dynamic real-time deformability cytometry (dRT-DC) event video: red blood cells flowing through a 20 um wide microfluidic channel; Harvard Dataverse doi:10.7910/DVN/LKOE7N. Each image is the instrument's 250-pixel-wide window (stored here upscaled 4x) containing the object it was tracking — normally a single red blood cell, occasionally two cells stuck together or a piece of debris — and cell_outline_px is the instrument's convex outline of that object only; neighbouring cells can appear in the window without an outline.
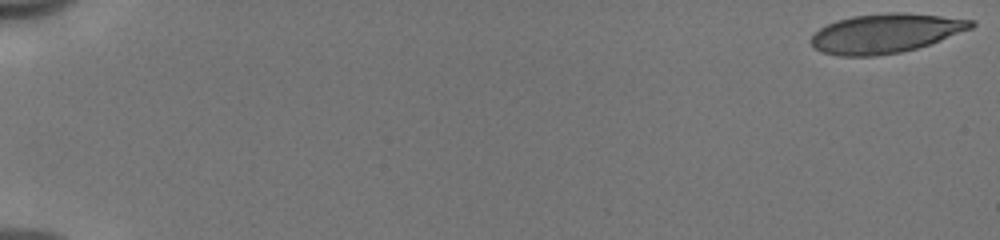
{"species": "human", "species_latin": "Homo sapiens", "temperature_condition": "cold", "stored_images_in_passage": 53, "camera_frame_rate_fps": 3000, "um_per_image_px": 0.085, "donor": {"sex": "male"}, "frame": {"image": 1, "passage_image": 1, "time_ms": 0.0, "image_size_px": [1000, 240], "cell_outline_px": [[976, 24], [972, 28], [940, 40], [916, 48], [900, 52], [876, 56], [840, 56], [824, 52], [816, 48], [808, 40], [820, 28], [836, 20], [852, 16], [888, 12], [904, 12], [976, 20]], "centroid_in_image_um": [75.27, 2.82], "position_along_channel_um": 9.7, "area_um2": 36.47}}
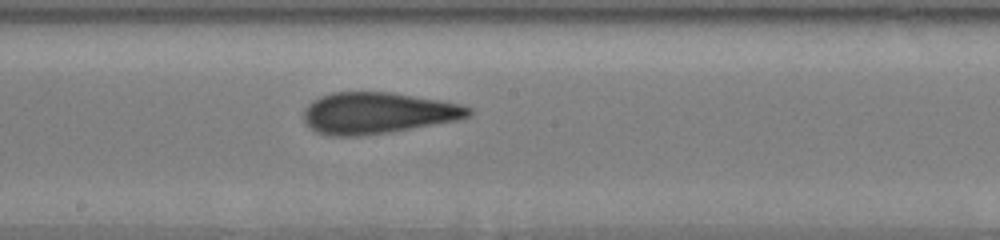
{"frame": {"image": 2, "passage_image": 31, "time_ms": 10.0, "image_size_px": [1000, 240], "cell_outline_px": [[472, 112], [468, 116], [456, 120], [388, 132], [360, 136], [332, 136], [316, 132], [304, 120], [304, 112], [308, 104], [312, 100], [320, 96], [332, 92], [392, 92], [440, 100], [460, 104], [472, 108]], "centroid_in_image_um": [32.08, 9.59], "position_along_channel_um": 216.1, "area_um2": 39.48}}
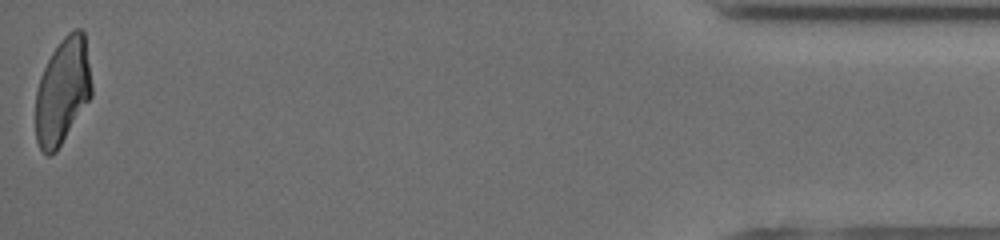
{"frame": {"image": 3, "passage_image": 53, "time_ms": 17.333, "image_size_px": [1000, 240], "cell_outline_px": [[92, 96], [56, 152], [48, 156], [40, 148], [36, 140], [36, 92], [40, 76], [52, 52], [60, 40], [68, 32], [76, 28], [80, 28], [84, 32], [92, 84]], "centroid_in_image_um": [5.32, 7.74], "position_along_channel_um": 429.9, "area_um2": 34.62}, "authors_computed_cell_mechanics": {"area_um2": 38.2058, "velocity_mm_per_s": 3.9794, "shape_relaxation_time_tau1_ms": 6.3242, "shape_relaxation_time_tau2_ms": 1.5422, "deformation_change_tau1": 0.203, "deformation_change_tau2": 0.1056}}